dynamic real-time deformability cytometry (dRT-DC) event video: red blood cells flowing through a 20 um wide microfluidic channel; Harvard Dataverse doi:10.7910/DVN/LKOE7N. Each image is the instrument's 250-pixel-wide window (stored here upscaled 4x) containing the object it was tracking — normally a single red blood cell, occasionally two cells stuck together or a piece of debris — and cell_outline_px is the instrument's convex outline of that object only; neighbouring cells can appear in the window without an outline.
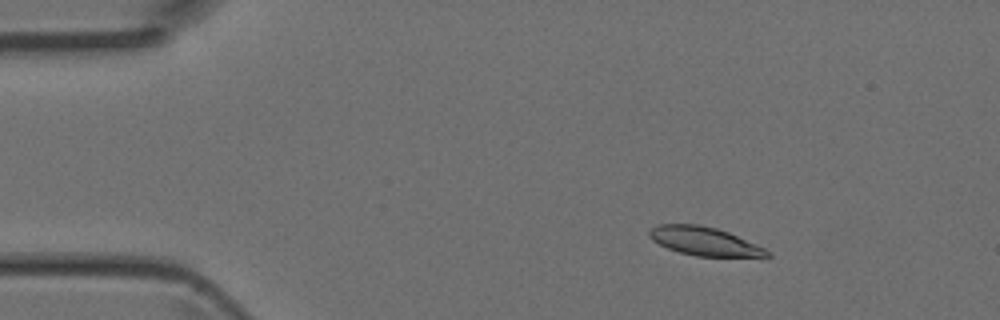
{"species": "Egyptian fruit bat (a non-hibernating species)", "species_latin": "Rousettus aegyptiacus", "temperature_condition": "room temperature", "stored_images_in_passage": 5, "camera_frame_rate_fps": 3000, "um_per_image_px": 0.085, "animal": {"sex": "female"}, "frame": {"image": 1, "passage_image": 2, "time_ms": 0.333, "image_size_px": [1000, 320], "cell_outline_px": [[772, 256], [696, 256], [680, 252], [668, 248], [652, 240], [648, 236], [648, 232], [652, 228], [660, 224], [696, 224], [716, 228], [728, 232], [764, 248], [772, 252]], "centroid_in_image_um": [59.85, 20.5], "position_along_channel_um": 25.1, "area_um2": 19.25}}
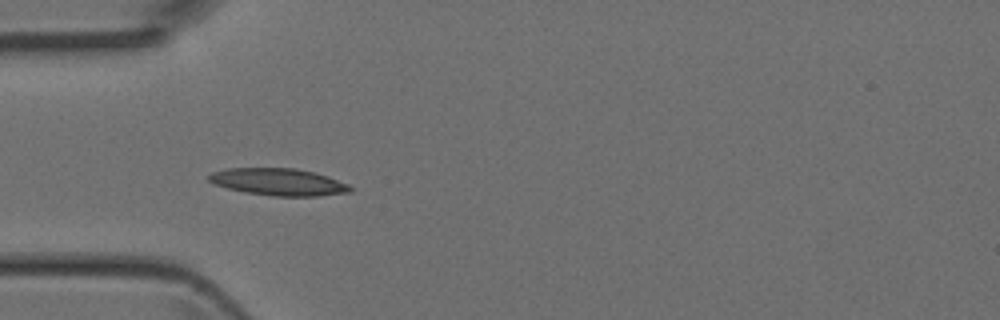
{"frame": {"image": 2, "passage_image": 4, "time_ms": 1.0, "image_size_px": [1000, 320], "cell_outline_px": [[352, 192], [320, 196], [272, 196], [248, 192], [228, 188], [212, 184], [208, 180], [208, 176], [212, 172], [228, 168], [296, 168], [328, 176], [348, 184], [352, 188]], "centroid_in_image_um": [23.68, 15.46], "position_along_channel_um": 61.3, "area_um2": 22.31}}
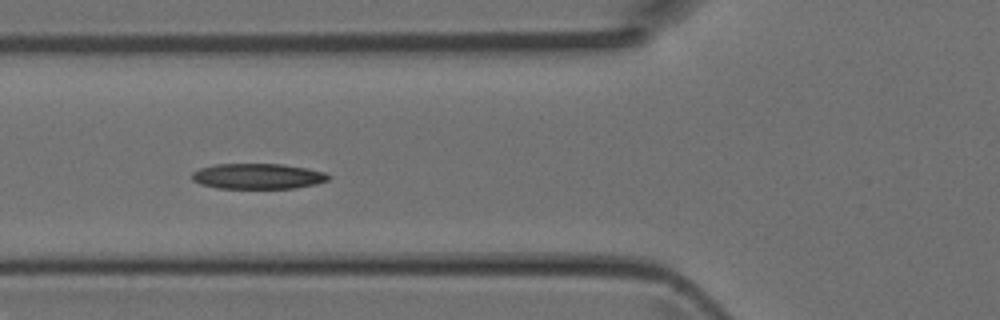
{"frame": {"image": 3, "passage_image": 5, "time_ms": 1.333, "image_size_px": [1000, 320], "cell_outline_px": [[332, 176], [328, 180], [316, 184], [292, 188], [216, 188], [200, 184], [192, 180], [192, 172], [200, 168], [216, 164], [284, 164], [308, 168], [324, 172]], "centroid_in_image_um": [21.92, 14.97], "position_along_channel_um": 103.9, "area_um2": 20.35}}